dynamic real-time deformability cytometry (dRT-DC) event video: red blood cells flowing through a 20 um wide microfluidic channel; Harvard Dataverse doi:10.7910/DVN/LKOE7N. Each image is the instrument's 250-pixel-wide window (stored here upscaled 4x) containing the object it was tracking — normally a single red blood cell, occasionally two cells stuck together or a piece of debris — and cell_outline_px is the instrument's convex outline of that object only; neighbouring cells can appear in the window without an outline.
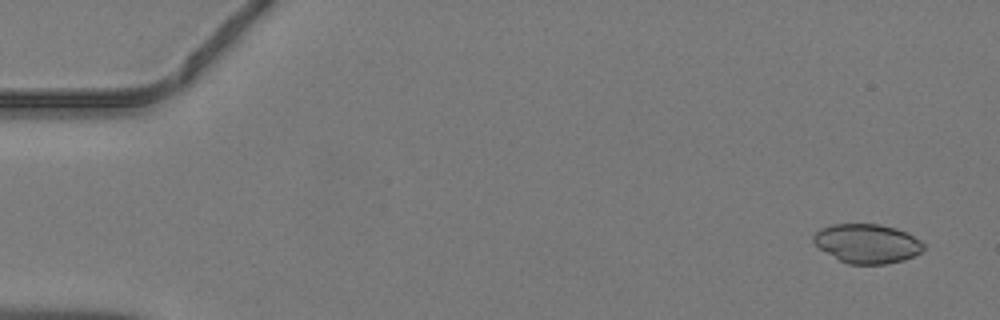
{"species": "common noctule bat (a hibernating species)", "species_latin": "Nyctalus noctula", "temperature_condition": "warm", "stored_images_in_passage": 47, "camera_frame_rate_fps": 3000, "um_per_image_px": 0.085, "animal": {"sex": "male", "body_mass_g": 19.2, "forearm_length_mm": 51.8}, "frame": {"image": 1, "passage_image": 3, "time_ms": 0.667, "image_size_px": [1000, 320], "cell_outline_px": [[924, 248], [920, 252], [904, 260], [888, 264], [848, 264], [840, 260], [812, 244], [812, 236], [820, 228], [832, 224], [880, 224], [896, 228], [908, 232], [920, 240], [924, 244]], "centroid_in_image_um": [73.69, 20.69], "position_along_channel_um": 11.3, "area_um2": 25.32}}
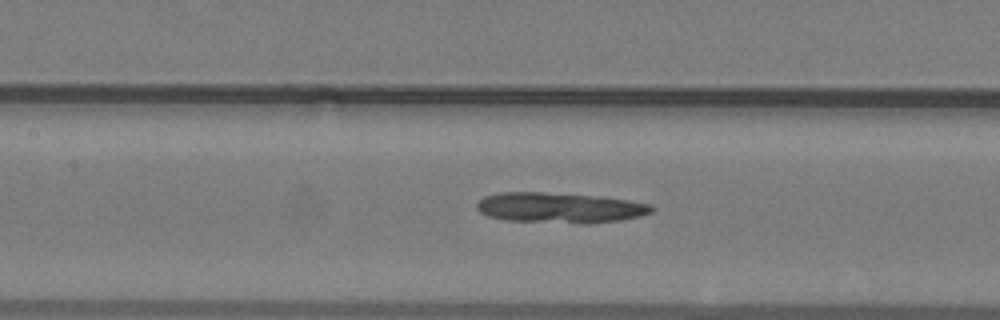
{"frame": {"image": 2, "passage_image": 22, "time_ms": 7.0, "image_size_px": [1000, 320], "cell_outline_px": [[656, 208], [652, 212], [640, 216], [620, 220], [588, 224], [580, 224], [504, 220], [488, 216], [480, 212], [476, 208], [476, 204], [484, 196], [500, 192], [544, 192], [588, 196], [628, 200], [652, 204]], "centroid_in_image_um": [47.57, 17.67], "position_along_channel_um": 159.8, "area_um2": 31.04}}
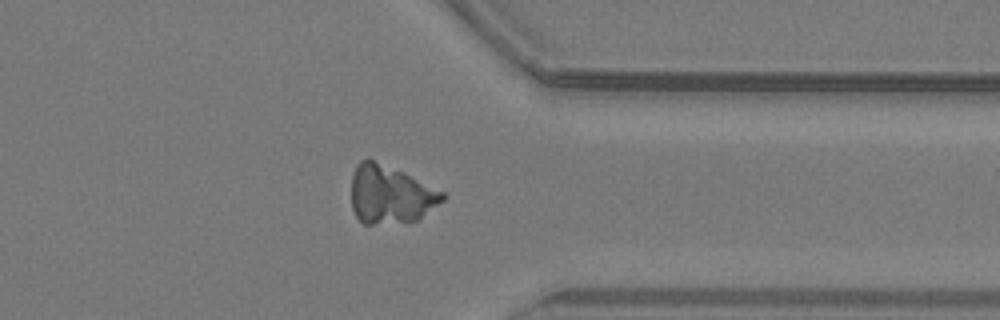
{"frame": {"image": 3, "passage_image": 37, "time_ms": 12.0, "image_size_px": [1000, 320], "cell_outline_px": [[448, 196], [444, 200], [416, 220], [372, 224], [364, 224], [356, 216], [352, 208], [352, 172], [356, 164], [360, 160], [368, 156], [404, 172], [444, 192]], "centroid_in_image_um": [33.15, 16.48], "position_along_channel_um": 378.2, "area_um2": 31.04}}